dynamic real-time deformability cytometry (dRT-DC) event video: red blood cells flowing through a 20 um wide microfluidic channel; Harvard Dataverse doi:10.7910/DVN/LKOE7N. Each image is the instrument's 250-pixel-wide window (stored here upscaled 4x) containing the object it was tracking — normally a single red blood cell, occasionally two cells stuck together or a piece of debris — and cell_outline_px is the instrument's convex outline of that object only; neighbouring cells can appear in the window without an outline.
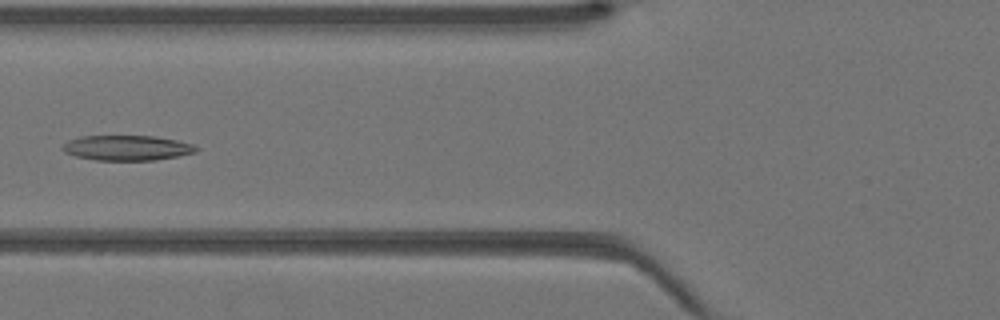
{"species": "Egyptian fruit bat (a non-hibernating species)", "species_latin": "Rousettus aegyptiacus", "temperature_condition": "warm", "stored_images_in_passage": 44, "camera_frame_rate_fps": 3000, "um_per_image_px": 0.085, "animal": {"sex": "female"}, "frame": {"image": 1, "passage_image": 18, "time_ms": 5.667, "image_size_px": [1000, 320], "cell_outline_px": [[200, 148], [196, 152], [156, 160], [96, 160], [76, 156], [64, 152], [60, 148], [68, 140], [80, 136], [152, 136], [176, 140], [192, 144]], "centroid_in_image_um": [10.77, 12.57], "position_along_channel_um": 115.0, "area_um2": 19.48}}
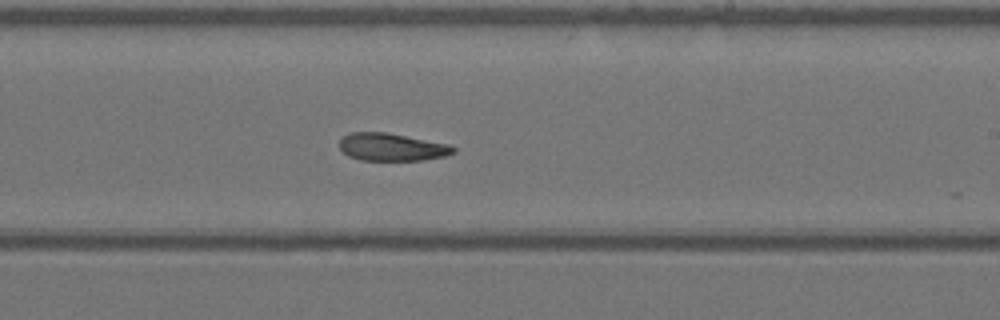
{"frame": {"image": 2, "passage_image": 27, "time_ms": 8.667, "image_size_px": [1000, 320], "cell_outline_px": [[456, 152], [444, 156], [424, 160], [360, 160], [348, 156], [340, 148], [340, 140], [348, 132], [384, 132], [452, 144], [456, 148]], "centroid_in_image_um": [33.33, 12.5], "position_along_channel_um": 255.7, "area_um2": 18.44}}
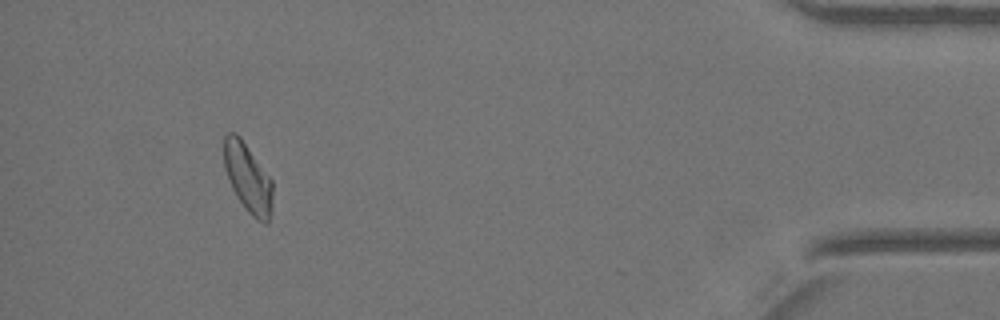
{"frame": {"image": 3, "passage_image": 41, "time_ms": 13.333, "image_size_px": [1000, 320], "cell_outline_px": [[272, 212], [268, 224], [264, 224], [256, 220], [248, 212], [236, 196], [232, 188], [224, 168], [224, 136], [228, 132], [236, 132], [240, 136], [272, 180]], "centroid_in_image_um": [21.07, 15.15], "position_along_channel_um": 414.1, "area_um2": 19.71}}